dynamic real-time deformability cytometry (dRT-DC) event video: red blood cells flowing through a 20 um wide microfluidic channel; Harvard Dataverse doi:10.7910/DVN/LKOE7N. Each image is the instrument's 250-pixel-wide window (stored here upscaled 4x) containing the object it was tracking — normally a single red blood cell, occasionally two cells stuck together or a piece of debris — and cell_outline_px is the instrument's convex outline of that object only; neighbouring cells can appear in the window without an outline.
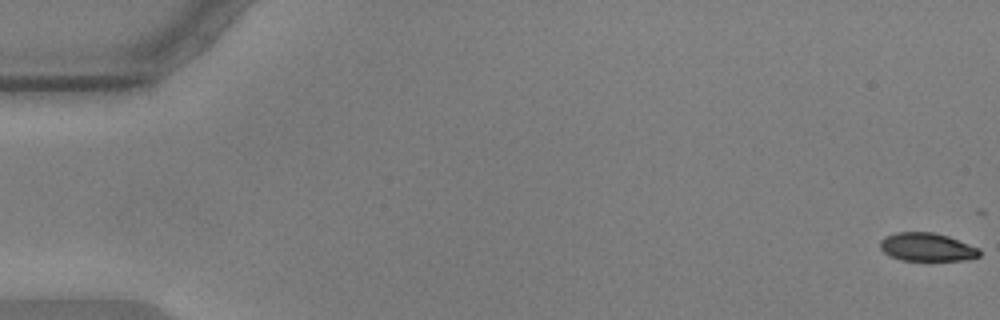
{"species": "common noctule bat (a hibernating species)", "species_latin": "Nyctalus noctula", "temperature_condition": "warm", "stored_images_in_passage": 18, "camera_frame_rate_fps": 3000, "um_per_image_px": 0.085, "animal": {"sex": "male", "body_mass_g": 17.9, "forearm_length_mm": 54.2}, "frame": {"image": 1, "passage_image": 1, "time_ms": 0.0, "image_size_px": [1000, 320], "cell_outline_px": [[980, 256], [964, 260], [900, 260], [884, 252], [880, 248], [880, 240], [884, 236], [896, 232], [932, 232], [948, 236], [980, 248]], "centroid_in_image_um": [78.79, 20.99], "position_along_channel_um": 6.2, "area_um2": 16.36}}